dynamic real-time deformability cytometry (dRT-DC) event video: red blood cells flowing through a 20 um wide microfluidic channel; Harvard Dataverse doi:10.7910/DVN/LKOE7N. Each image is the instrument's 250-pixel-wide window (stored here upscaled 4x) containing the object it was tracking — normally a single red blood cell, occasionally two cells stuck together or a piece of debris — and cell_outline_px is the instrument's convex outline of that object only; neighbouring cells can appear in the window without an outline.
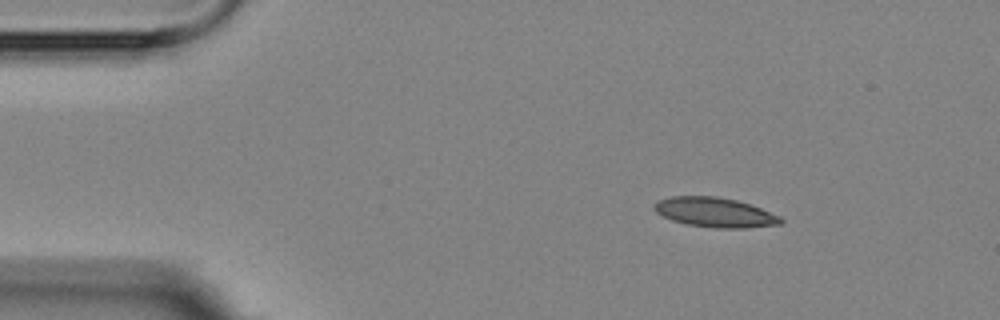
{"species": "Egyptian fruit bat (a non-hibernating species)", "species_latin": "Rousettus aegyptiacus", "temperature_condition": "room temperature", "stored_images_in_passage": 4, "camera_frame_rate_fps": 3000, "um_per_image_px": 0.085, "animal": {"sex": "female"}, "frame": {"image": 1, "passage_image": 1, "time_ms": 0.0, "image_size_px": [1000, 320], "cell_outline_px": [[784, 220], [780, 224], [748, 228], [716, 228], [688, 224], [672, 220], [656, 212], [652, 208], [652, 204], [656, 200], [672, 196], [716, 196], [736, 200], [760, 208], [780, 216]], "centroid_in_image_um": [60.73, 18.04], "position_along_channel_um": 24.3, "area_um2": 21.85}}
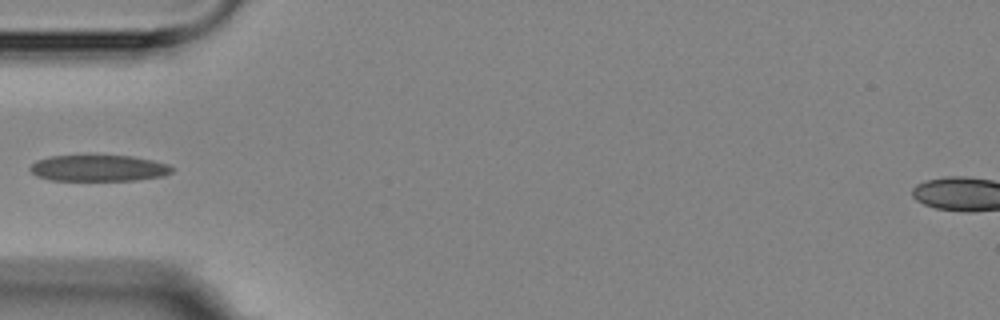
{"frame": {"image": 2, "passage_image": 4, "time_ms": 3.333, "image_size_px": [1000, 320], "cell_outline_px": [[176, 168], [172, 172], [164, 176], [136, 180], [52, 180], [36, 176], [28, 168], [36, 160], [48, 156], [132, 156], [152, 160], [168, 164]], "centroid_in_image_um": [8.4, 14.29], "position_along_channel_um": 76.6, "area_um2": 21.73}}